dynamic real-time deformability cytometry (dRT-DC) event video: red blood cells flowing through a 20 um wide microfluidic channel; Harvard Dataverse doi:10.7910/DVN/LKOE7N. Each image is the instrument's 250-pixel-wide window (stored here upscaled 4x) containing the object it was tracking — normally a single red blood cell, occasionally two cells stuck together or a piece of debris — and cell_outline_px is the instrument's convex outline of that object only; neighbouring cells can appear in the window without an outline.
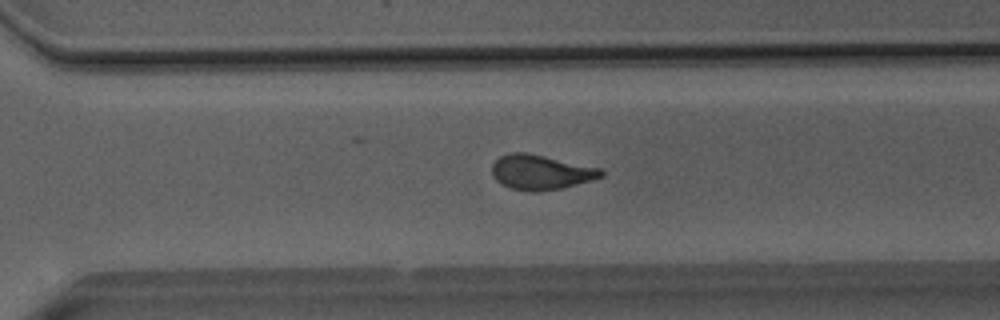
{"species": "Egyptian fruit bat (a non-hibernating species)", "species_latin": "Rousettus aegyptiacus", "temperature_condition": "room temperature", "stored_images_in_passage": 48, "camera_frame_rate_fps": 3000, "um_per_image_px": 0.085, "animal": {"sex": "male"}, "frame": {"image": 1, "passage_image": 36, "time_ms": 11.667, "image_size_px": [1000, 320], "cell_outline_px": [[604, 176], [592, 180], [560, 188], [536, 192], [532, 192], [512, 188], [500, 184], [492, 176], [492, 164], [500, 156], [508, 152], [524, 152], [544, 156], [600, 168], [604, 172]], "centroid_in_image_um": [45.93, 14.63], "position_along_channel_um": 324.7, "area_um2": 22.02}}
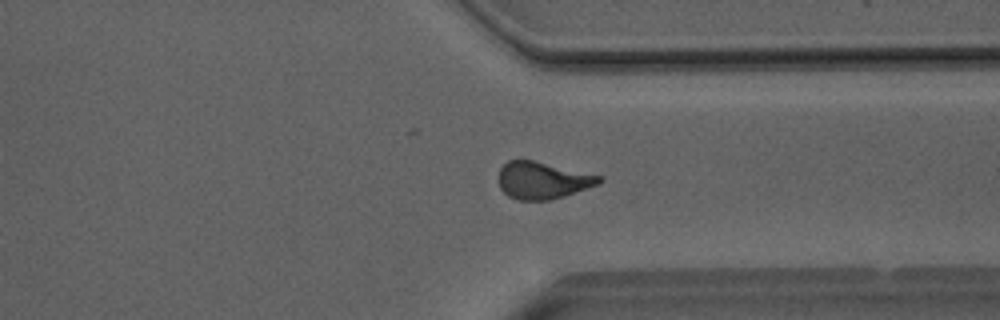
{"frame": {"image": 2, "passage_image": 39, "time_ms": 12.667, "image_size_px": [1000, 320], "cell_outline_px": [[604, 180], [600, 184], [564, 196], [548, 200], [520, 200], [508, 196], [500, 188], [500, 168], [508, 160], [532, 160], [604, 176]], "centroid_in_image_um": [46.17, 15.33], "position_along_channel_um": 365.2, "area_um2": 21.68}}
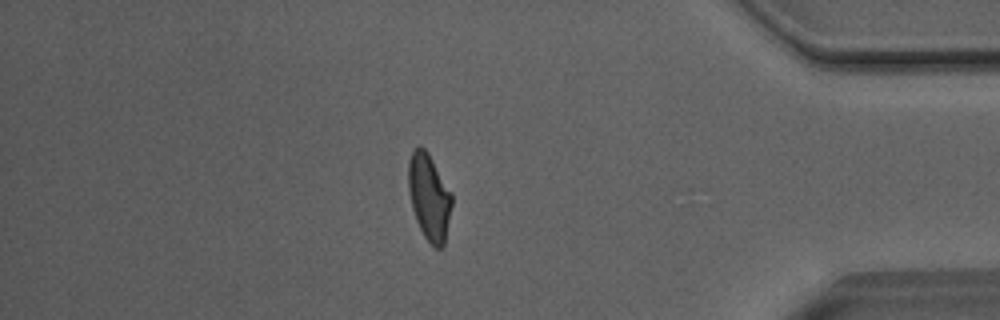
{"frame": {"image": 3, "passage_image": 44, "time_ms": 14.333, "image_size_px": [1000, 320], "cell_outline_px": [[452, 204], [444, 244], [440, 248], [436, 248], [424, 236], [416, 220], [412, 208], [408, 188], [408, 164], [412, 152], [420, 144], [428, 152], [452, 192]], "centroid_in_image_um": [36.48, 16.71], "position_along_channel_um": 398.7, "area_um2": 21.79}}